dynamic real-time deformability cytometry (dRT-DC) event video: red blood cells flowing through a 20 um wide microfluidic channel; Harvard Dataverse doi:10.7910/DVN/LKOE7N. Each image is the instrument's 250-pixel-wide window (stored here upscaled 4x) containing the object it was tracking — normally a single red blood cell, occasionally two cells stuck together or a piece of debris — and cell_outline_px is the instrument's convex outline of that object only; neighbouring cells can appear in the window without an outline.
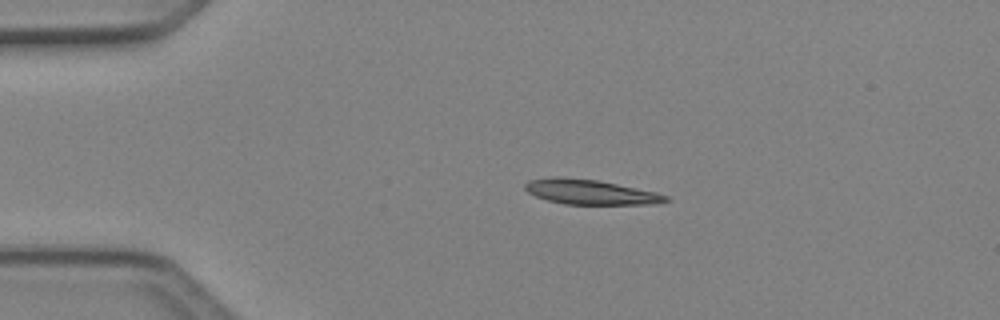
{"species": "Egyptian fruit bat (a non-hibernating species)", "species_latin": "Rousettus aegyptiacus", "temperature_condition": "cold", "stored_images_in_passage": 2, "camera_frame_rate_fps": 3000, "um_per_image_px": 0.085, "animal": {"sex": "female"}, "frame": {"image": 1, "passage_image": 1, "time_ms": 0.0, "image_size_px": [1000, 320], "cell_outline_px": [[668, 200], [652, 204], [564, 204], [548, 200], [536, 196], [528, 192], [524, 188], [524, 184], [528, 180], [552, 176], [560, 176], [596, 180], [656, 192], [668, 196]], "centroid_in_image_um": [50.11, 16.31], "position_along_channel_um": 34.9, "area_um2": 20.23}}